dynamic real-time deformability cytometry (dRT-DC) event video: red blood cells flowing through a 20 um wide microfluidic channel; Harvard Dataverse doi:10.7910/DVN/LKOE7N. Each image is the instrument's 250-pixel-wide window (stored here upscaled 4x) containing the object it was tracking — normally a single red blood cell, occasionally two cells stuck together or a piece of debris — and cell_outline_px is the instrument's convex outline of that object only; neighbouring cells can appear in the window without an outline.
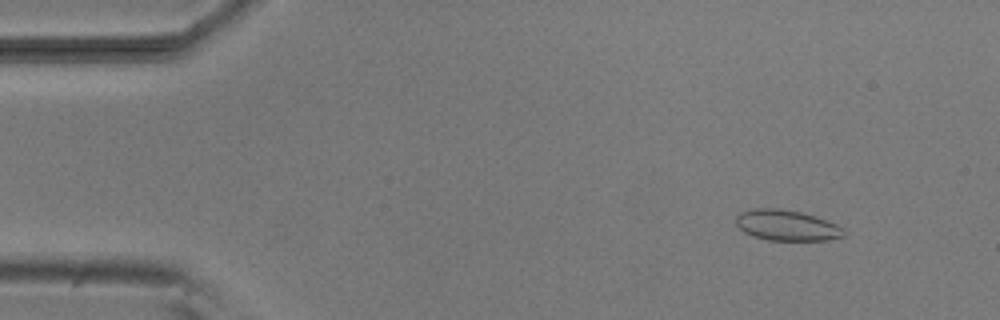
{"species": "common noctule bat (a hibernating species)", "species_latin": "Nyctalus noctula", "temperature_condition": "room temperature", "stored_images_in_passage": 53, "camera_frame_rate_fps": 3000, "um_per_image_px": 0.085, "animal": {"sex": "male", "body_mass_g": 20.5, "forearm_length_mm": 52.5}, "frame": {"image": 1, "passage_image": 6, "time_ms": 1.667, "image_size_px": [1000, 320], "cell_outline_px": [[844, 236], [824, 240], [768, 240], [752, 236], [744, 232], [736, 224], [736, 216], [740, 212], [756, 208], [780, 208], [800, 212], [836, 224], [844, 232]], "centroid_in_image_um": [66.8, 19.15], "position_along_channel_um": 18.2, "area_um2": 18.96}}
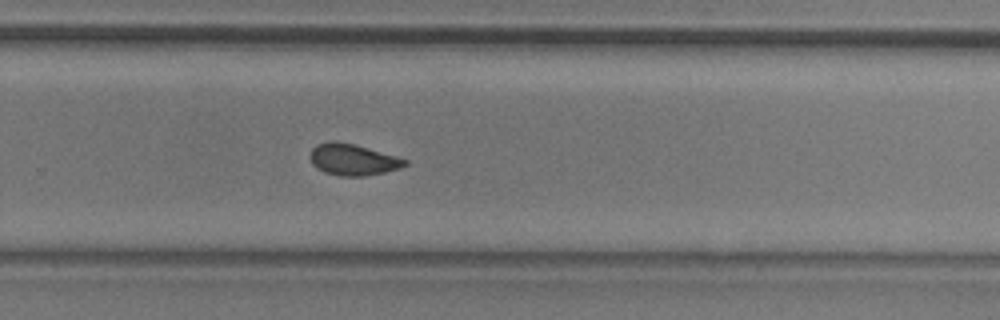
{"frame": {"image": 2, "passage_image": 35, "time_ms": 11.333, "image_size_px": [1000, 320], "cell_outline_px": [[408, 164], [400, 168], [384, 172], [364, 176], [340, 176], [324, 172], [316, 168], [312, 164], [312, 148], [316, 144], [332, 140], [336, 140], [356, 144], [408, 160]], "centroid_in_image_um": [29.99, 13.56], "position_along_channel_um": 299.8, "area_um2": 17.34}}
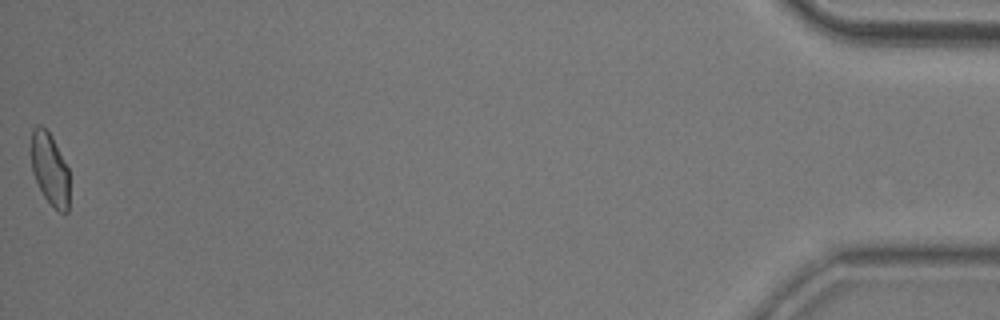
{"frame": {"image": 3, "passage_image": 53, "time_ms": 17.333, "image_size_px": [1000, 320], "cell_outline_px": [[68, 212], [60, 212], [44, 196], [32, 172], [28, 152], [32, 128], [36, 124], [40, 124], [52, 136], [68, 168]], "centroid_in_image_um": [4.17, 14.27], "position_along_channel_um": 431.0, "area_um2": 16.36}, "authors_computed_cell_mechanics": {"area_um2": 17.629, "velocity_mm_per_s": 3.8287, "shape_relaxation_time_tau1_ms": 4.8863, "shape_relaxation_time_tau2_ms": 1.2223, "deformation_change_tau1": 0.1093, "deformation_change_tau2": 0.044}}